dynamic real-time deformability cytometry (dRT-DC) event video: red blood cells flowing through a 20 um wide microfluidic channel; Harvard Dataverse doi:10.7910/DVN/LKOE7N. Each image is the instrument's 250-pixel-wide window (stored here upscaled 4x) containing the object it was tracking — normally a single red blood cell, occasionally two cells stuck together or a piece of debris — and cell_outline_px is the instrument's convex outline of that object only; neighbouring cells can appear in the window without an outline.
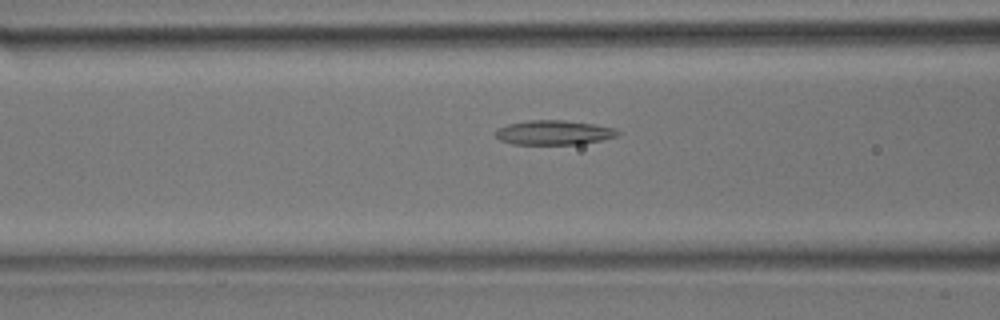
{"species": "common noctule bat (a hibernating species)", "species_latin": "Nyctalus noctula", "temperature_condition": "room temperature", "stored_images_in_passage": 40, "camera_frame_rate_fps": 3000, "um_per_image_px": 0.085, "animal": {"sex": "male", "body_mass_g": 17.9}, "frame": {"image": 1, "passage_image": 9, "time_ms": 2.667, "image_size_px": [1000, 320], "cell_outline_px": [[620, 132], [616, 136], [600, 140], [580, 144], [512, 144], [500, 140], [496, 136], [496, 128], [508, 124], [528, 120], [564, 120], [592, 124], [612, 128]], "centroid_in_image_um": [47.02, 11.26], "position_along_channel_um": 119.6, "area_um2": 17.22}}
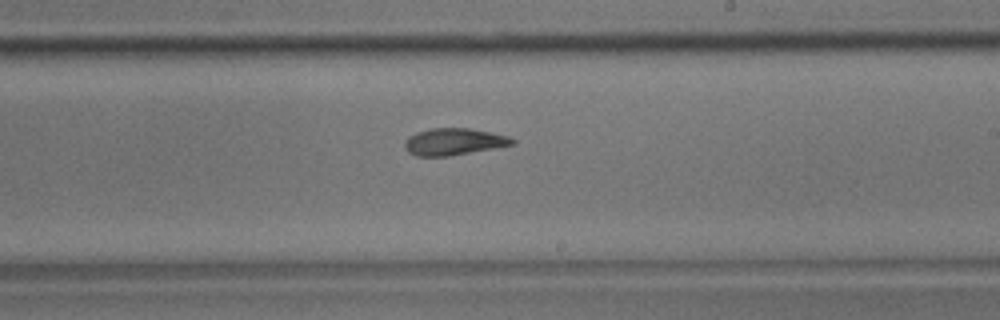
{"frame": {"image": 2, "passage_image": 19, "time_ms": 6.0, "image_size_px": [1000, 320], "cell_outline_px": [[516, 144], [448, 156], [416, 156], [408, 152], [404, 148], [404, 140], [408, 136], [416, 132], [432, 128], [468, 128], [508, 136], [516, 140]], "centroid_in_image_um": [38.53, 12.04], "position_along_channel_um": 250.5, "area_um2": 16.82}}
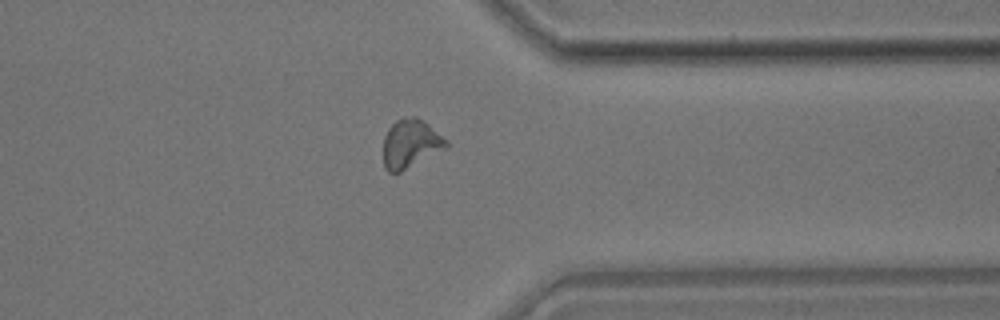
{"frame": {"image": 3, "passage_image": 29, "time_ms": 9.333, "image_size_px": [1000, 320], "cell_outline_px": [[448, 148], [400, 172], [388, 172], [384, 168], [384, 136], [388, 128], [396, 120], [412, 116], [416, 116], [424, 120], [448, 140]], "centroid_in_image_um": [34.92, 12.21], "position_along_channel_um": 376.5, "area_um2": 17.98}}